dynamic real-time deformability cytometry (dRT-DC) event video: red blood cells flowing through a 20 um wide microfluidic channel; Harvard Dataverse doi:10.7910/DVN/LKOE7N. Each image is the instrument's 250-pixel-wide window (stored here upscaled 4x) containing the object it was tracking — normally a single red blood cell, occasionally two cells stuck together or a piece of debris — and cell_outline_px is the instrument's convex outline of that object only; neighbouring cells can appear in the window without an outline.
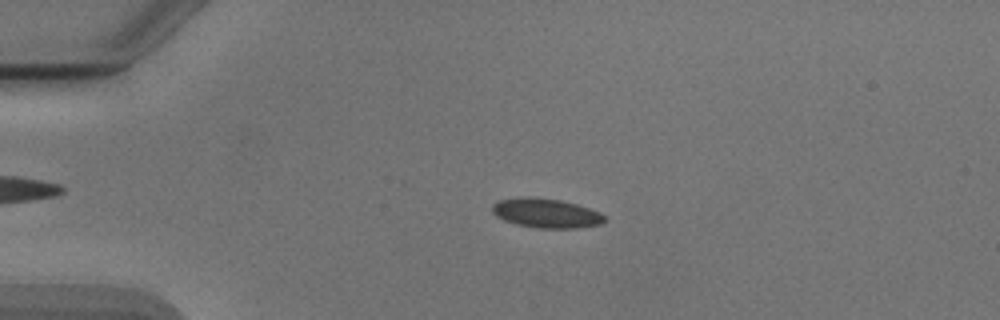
{"species": "Egyptian fruit bat (a non-hibernating species)", "species_latin": "Rousettus aegyptiacus", "temperature_condition": "cold", "stored_images_in_passage": 52, "camera_frame_rate_fps": 3000, "um_per_image_px": 0.085, "animal": {"sex": "male"}, "frame": {"image": 1, "passage_image": 12, "time_ms": 3.667, "image_size_px": [1000, 320], "cell_outline_px": [[608, 220], [600, 224], [576, 228], [536, 228], [516, 224], [504, 220], [496, 216], [492, 212], [492, 204], [500, 200], [520, 196], [532, 196], [560, 200], [576, 204], [600, 212]], "centroid_in_image_um": [46.4, 18.11], "position_along_channel_um": 38.6, "area_um2": 19.36}}
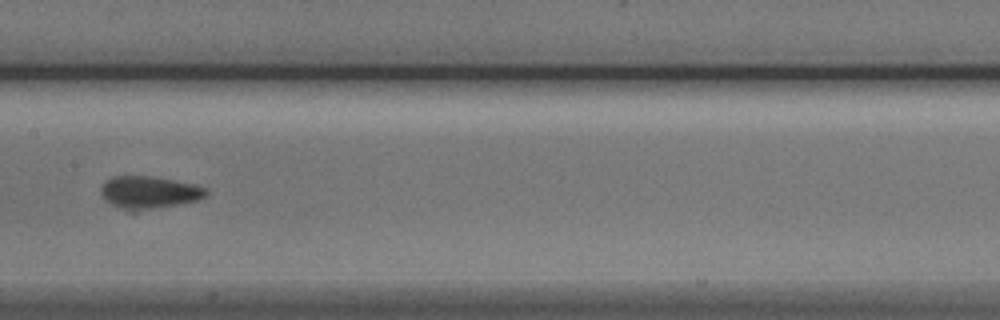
{"frame": {"image": 2, "passage_image": 27, "time_ms": 8.667, "image_size_px": [1000, 320], "cell_outline_px": [[208, 192], [204, 196], [196, 200], [176, 204], [132, 212], [128, 212], [104, 200], [100, 192], [100, 188], [104, 180], [112, 176], [148, 176], [172, 180], [192, 184], [208, 188]], "centroid_in_image_um": [12.58, 16.35], "position_along_channel_um": 194.8, "area_um2": 19.83}}
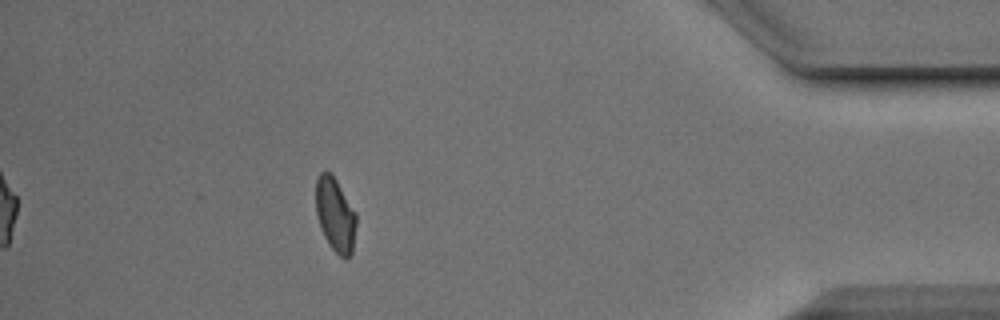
{"frame": {"image": 3, "passage_image": 47, "time_ms": 15.333, "image_size_px": [1000, 320], "cell_outline_px": [[356, 224], [352, 252], [348, 260], [340, 256], [328, 244], [320, 228], [316, 212], [316, 180], [320, 172], [324, 168], [336, 180], [356, 212]], "centroid_in_image_um": [28.49, 18.26], "position_along_channel_um": 406.7, "area_um2": 17.46}, "authors_computed_cell_mechanics": {"area_um2": 18.496, "velocity_mm_per_s": 3.8835, "shape_relaxation_time_tau1_ms": 4.5168, "shape_relaxation_time_tau2_ms": 1.3928, "deformation_change_tau1": 0.0914, "deformation_change_tau2": 0.0622}}